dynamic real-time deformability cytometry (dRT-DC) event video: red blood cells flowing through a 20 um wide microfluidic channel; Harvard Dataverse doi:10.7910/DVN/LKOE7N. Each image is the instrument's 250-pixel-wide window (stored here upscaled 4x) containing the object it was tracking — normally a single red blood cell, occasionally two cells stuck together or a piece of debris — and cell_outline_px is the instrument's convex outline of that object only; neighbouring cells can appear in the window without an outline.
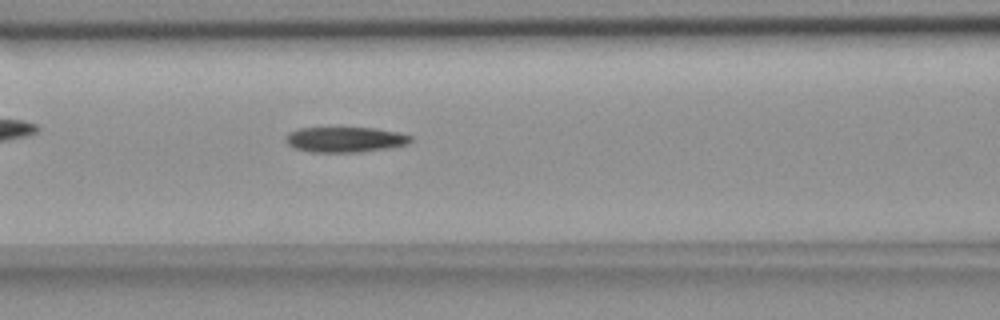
{"species": "common noctule bat (a hibernating species)", "species_latin": "Nyctalus noctula", "temperature_condition": "room temperature", "stored_images_in_passage": 52, "camera_frame_rate_fps": 3000, "um_per_image_px": 0.085, "animal": {"sex": "female", "body_mass_g": 18.4}, "frame": {"image": 1, "passage_image": 22, "time_ms": 7.0, "image_size_px": [1000, 320], "cell_outline_px": [[412, 140], [408, 144], [392, 148], [360, 152], [312, 152], [292, 148], [284, 140], [284, 136], [288, 132], [300, 128], [372, 128], [396, 132], [412, 136]], "centroid_in_image_um": [29.3, 11.87], "position_along_channel_um": 137.3, "area_um2": 18.61}}
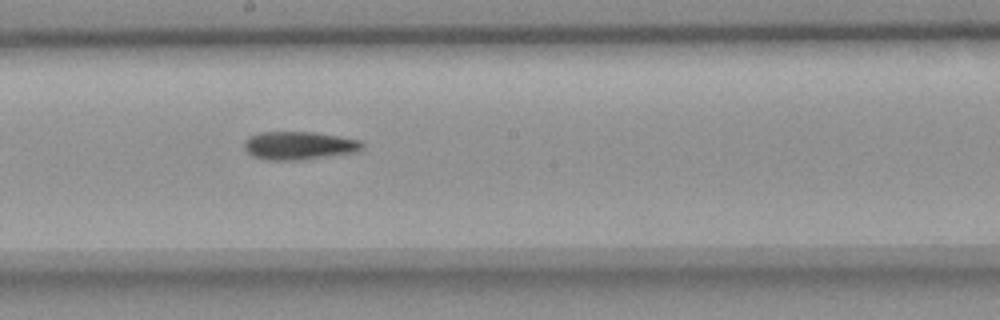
{"frame": {"image": 2, "passage_image": 29, "time_ms": 9.333, "image_size_px": [1000, 320], "cell_outline_px": [[364, 144], [356, 152], [300, 160], [264, 160], [252, 156], [244, 148], [244, 140], [248, 136], [260, 132], [312, 132], [360, 140]], "centroid_in_image_um": [25.35, 12.37], "position_along_channel_um": 222.9, "area_um2": 19.31}}
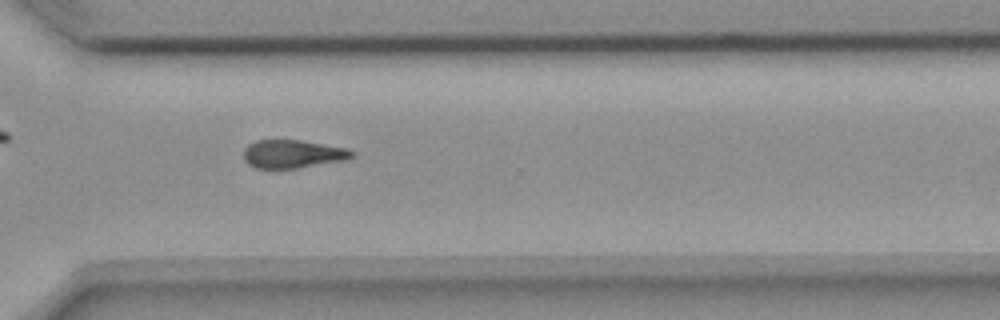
{"frame": {"image": 3, "passage_image": 39, "time_ms": 12.667, "image_size_px": [1000, 320], "cell_outline_px": [[356, 152], [352, 156], [344, 160], [296, 168], [256, 168], [248, 164], [244, 160], [244, 148], [248, 144], [256, 140], [300, 140], [348, 148]], "centroid_in_image_um": [24.86, 13.08], "position_along_channel_um": 345.7, "area_um2": 17.74}}